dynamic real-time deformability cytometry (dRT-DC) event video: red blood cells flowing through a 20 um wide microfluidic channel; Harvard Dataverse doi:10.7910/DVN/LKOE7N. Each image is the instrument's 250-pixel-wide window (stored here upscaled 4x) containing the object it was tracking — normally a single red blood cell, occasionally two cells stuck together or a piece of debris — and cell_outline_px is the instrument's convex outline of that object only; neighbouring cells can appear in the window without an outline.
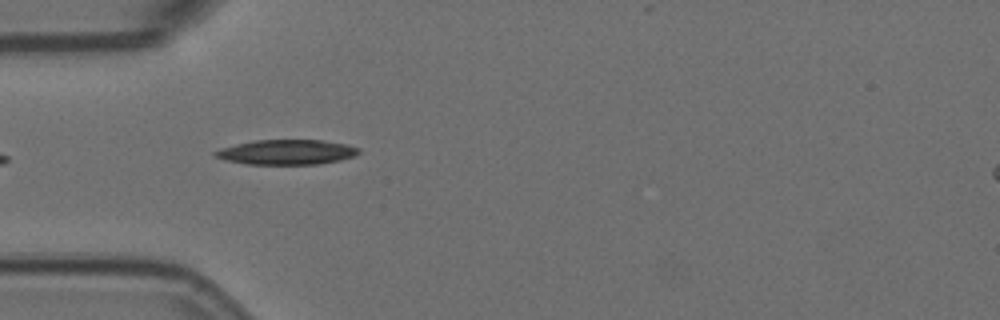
{"species": "Egyptian fruit bat (a non-hibernating species)", "species_latin": "Rousettus aegyptiacus", "temperature_condition": "room temperature", "stored_images_in_passage": 10, "camera_frame_rate_fps": 3000, "um_per_image_px": 0.085, "animal": {"sex": "female"}, "frame": {"image": 1, "passage_image": 5, "time_ms": 1.333, "image_size_px": [1000, 320], "cell_outline_px": [[360, 152], [352, 156], [340, 160], [320, 164], [248, 164], [224, 160], [216, 156], [212, 152], [220, 148], [236, 144], [256, 140], [320, 140], [348, 144], [360, 148]], "centroid_in_image_um": [24.37, 12.93], "position_along_channel_um": 60.6, "area_um2": 20.81}}
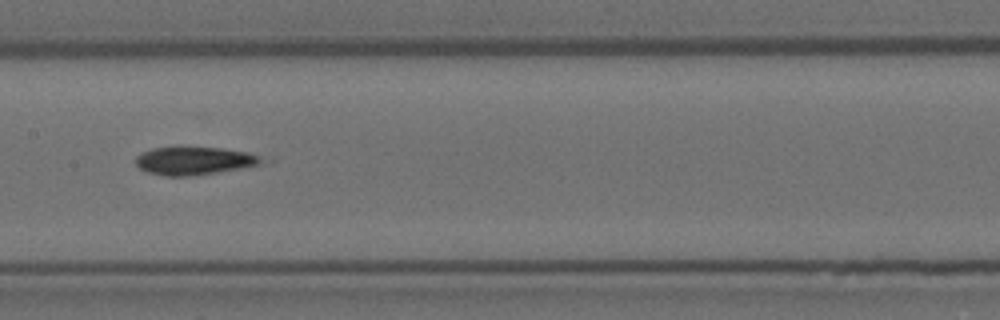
{"frame": {"image": 2, "passage_image": 8, "time_ms": 2.333, "image_size_px": [1000, 320], "cell_outline_px": [[264, 160], [260, 164], [240, 168], [192, 176], [168, 176], [148, 172], [140, 168], [136, 164], [136, 156], [140, 152], [152, 148], [180, 144], [220, 148], [248, 152]], "centroid_in_image_um": [16.41, 13.61], "position_along_channel_um": 191.0, "area_um2": 21.04}}
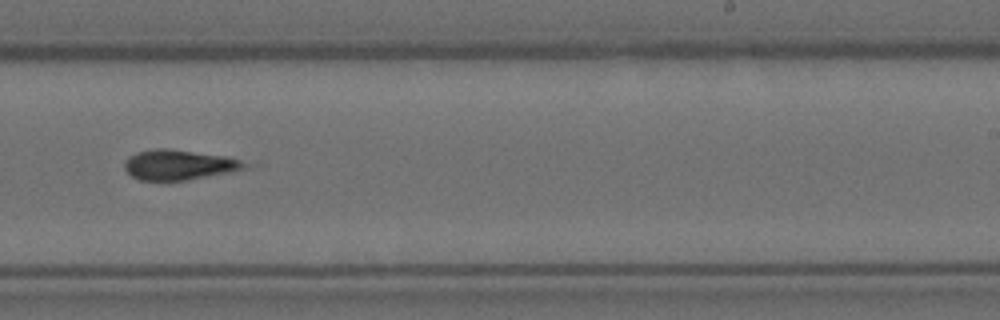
{"frame": {"image": 3, "passage_image": 10, "time_ms": 3.0, "image_size_px": [1000, 320], "cell_outline_px": [[248, 164], [244, 168], [232, 172], [188, 180], [140, 180], [132, 176], [124, 168], [124, 160], [128, 156], [136, 152], [156, 148], [168, 148], [228, 156], [240, 160]], "centroid_in_image_um": [15.19, 14.0], "position_along_channel_um": 273.8, "area_um2": 21.21}}